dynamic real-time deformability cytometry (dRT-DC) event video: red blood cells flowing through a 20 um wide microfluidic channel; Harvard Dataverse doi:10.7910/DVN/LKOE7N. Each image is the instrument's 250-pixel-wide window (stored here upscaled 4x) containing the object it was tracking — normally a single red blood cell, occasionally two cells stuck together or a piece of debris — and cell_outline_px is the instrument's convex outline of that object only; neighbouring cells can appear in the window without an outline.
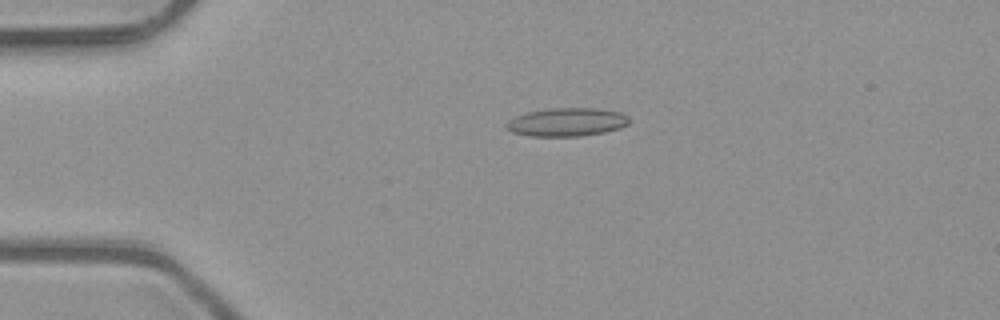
{"species": "common noctule bat (a hibernating species)", "species_latin": "Nyctalus noctula", "temperature_condition": "room temperature", "stored_images_in_passage": 5, "camera_frame_rate_fps": 3000, "um_per_image_px": 0.085, "animal": {"sex": "male", "body_mass_g": 23.1, "forearm_length_mm": 52.7}, "frame": {"image": 1, "passage_image": 4, "time_ms": 1.0, "image_size_px": [1000, 320], "cell_outline_px": [[628, 124], [620, 128], [604, 132], [580, 136], [528, 136], [512, 132], [504, 124], [508, 120], [516, 116], [528, 112], [556, 108], [596, 108], [620, 112], [628, 116]], "centroid_in_image_um": [48.18, 10.38], "position_along_channel_um": 36.8, "area_um2": 20.17}}